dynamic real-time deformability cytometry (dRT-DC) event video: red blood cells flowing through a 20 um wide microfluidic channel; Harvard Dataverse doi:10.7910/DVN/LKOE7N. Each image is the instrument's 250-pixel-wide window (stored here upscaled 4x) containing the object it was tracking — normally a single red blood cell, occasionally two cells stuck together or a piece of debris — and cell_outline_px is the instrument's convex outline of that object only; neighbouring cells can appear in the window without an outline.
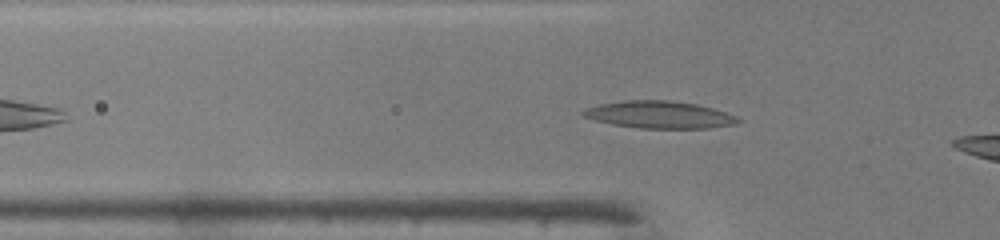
{"species": "common noctule bat (a hibernating species)", "species_latin": "Nyctalus noctula", "temperature_condition": "warm", "stored_images_in_passage": 36, "camera_frame_rate_fps": 3000, "um_per_image_px": 0.085, "animal": {"sex": "male", "body_mass_g": 19.0, "forearm_length_mm": 50.8}, "frame": {"image": 1, "passage_image": 7, "time_ms": 2.0, "image_size_px": [1000, 240], "cell_outline_px": [[740, 120], [736, 124], [708, 128], [640, 128], [612, 124], [580, 116], [580, 112], [584, 108], [600, 104], [624, 100], [668, 100], [696, 104], [712, 108], [736, 116]], "centroid_in_image_um": [55.99, 9.75], "position_along_channel_um": 69.8, "area_um2": 24.51}}
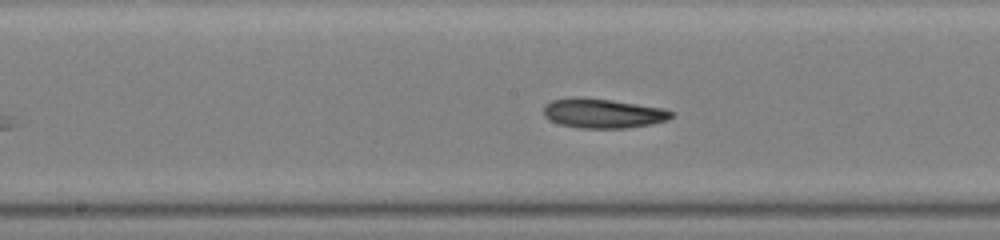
{"frame": {"image": 2, "passage_image": 16, "time_ms": 5.0, "image_size_px": [1000, 240], "cell_outline_px": [[672, 116], [668, 120], [652, 124], [624, 128], [580, 128], [560, 124], [544, 116], [544, 104], [552, 100], [572, 96], [584, 96], [660, 108], [672, 112]], "centroid_in_image_um": [51.19, 9.62], "position_along_channel_um": 197.0, "area_um2": 21.85}}
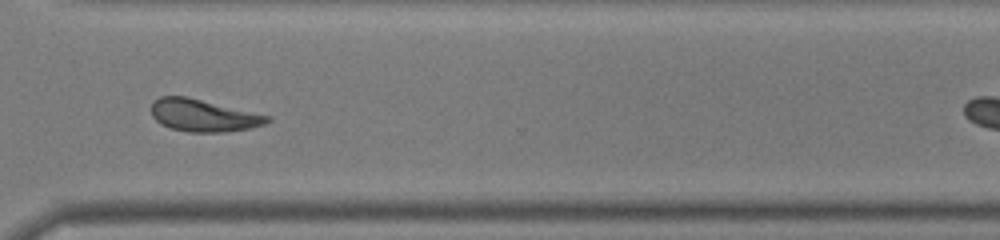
{"frame": {"image": 3, "passage_image": 27, "time_ms": 8.667, "image_size_px": [1000, 240], "cell_outline_px": [[272, 120], [264, 124], [248, 128], [224, 132], [188, 132], [172, 128], [160, 124], [152, 116], [152, 104], [160, 96], [188, 96], [272, 116]], "centroid_in_image_um": [17.31, 9.8], "position_along_channel_um": 353.3, "area_um2": 21.85}, "authors_computed_cell_mechanics": {"area_um2": 21.8484, "velocity_mm_per_s": 4.2516, "shape_relaxation_time_tau1_ms": 4.0674, "shape_relaxation_time_tau2_ms": 5.7229, "deformation_change_tau1": 0.1664, "deformation_change_tau2": 0.1687}}